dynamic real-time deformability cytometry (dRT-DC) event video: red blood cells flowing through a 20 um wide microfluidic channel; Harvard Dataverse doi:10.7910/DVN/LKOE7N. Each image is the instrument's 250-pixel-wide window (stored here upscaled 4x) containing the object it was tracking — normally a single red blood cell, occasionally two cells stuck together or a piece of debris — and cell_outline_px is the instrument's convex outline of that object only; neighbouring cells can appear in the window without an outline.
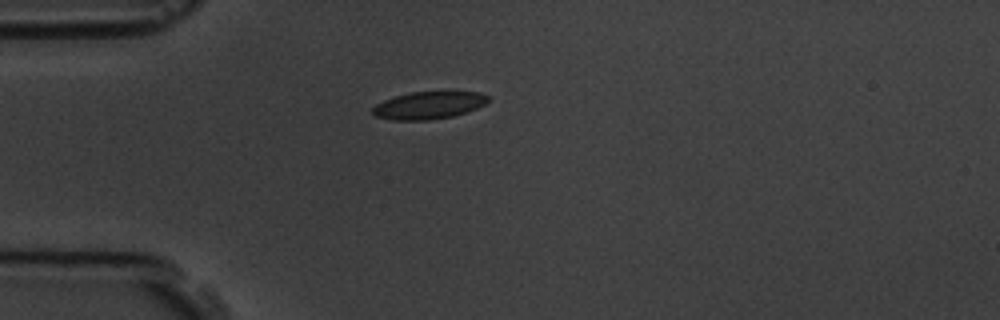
{"species": "common noctule bat (a hibernating species)", "species_latin": "Nyctalus noctula", "temperature_condition": "room temperature", "stored_images_in_passage": 12, "camera_frame_rate_fps": 3000, "um_per_image_px": 0.085, "animal": {"sex": "male", "body_mass_g": 19.5, "forearm_length_mm": 54.6}, "frame": {"image": 1, "passage_image": 1, "time_ms": 0.0, "image_size_px": [1000, 320], "cell_outline_px": [[488, 100], [484, 104], [476, 108], [452, 116], [428, 120], [392, 120], [372, 116], [372, 108], [376, 104], [384, 100], [408, 92], [480, 92], [488, 96]], "centroid_in_image_um": [36.37, 8.95], "position_along_channel_um": 48.6, "area_um2": 18.32}}
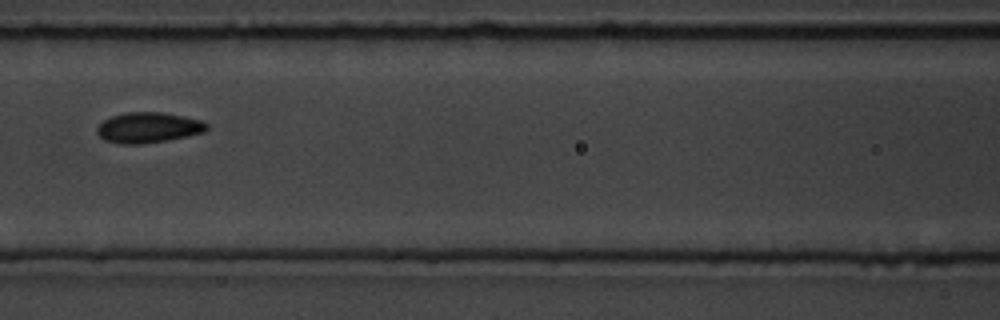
{"frame": {"image": 2, "passage_image": 4, "time_ms": 3.333, "image_size_px": [1000, 320], "cell_outline_px": [[208, 128], [204, 132], [188, 136], [168, 140], [140, 144], [120, 144], [104, 140], [96, 132], [96, 128], [104, 120], [112, 116], [124, 112], [164, 112], [204, 120], [208, 124]], "centroid_in_image_um": [12.63, 10.84], "position_along_channel_um": 154.0, "area_um2": 19.71}}
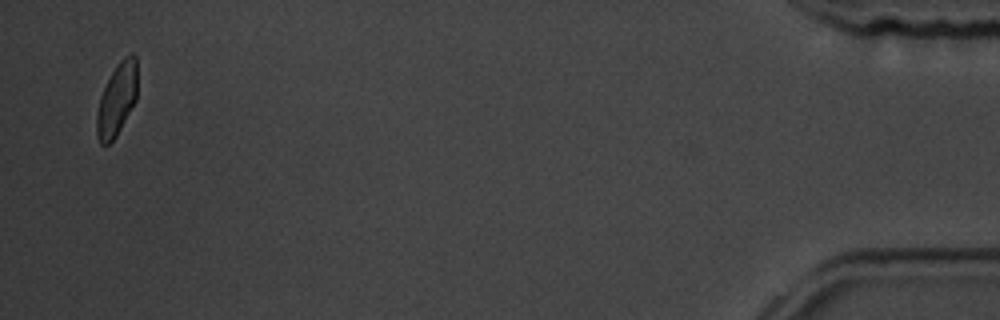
{"frame": {"image": 3, "passage_image": 12, "time_ms": 13.333, "image_size_px": [1000, 320], "cell_outline_px": [[136, 100], [116, 136], [108, 144], [100, 144], [96, 132], [96, 112], [100, 96], [116, 64], [124, 56], [132, 52], [136, 56]], "centroid_in_image_um": [9.92, 8.44], "position_along_channel_um": 425.3, "area_um2": 17.05}, "authors_computed_cell_mechanics": {"area_um2": 18.2937, "velocity_mm_per_s": 3.5898, "shape_relaxation_time_tau1_ms": 2.4384, "shape_relaxation_time_tau2_ms": null, "deformation_change_tau1": 0.0565, "deformation_change_tau2": null}}